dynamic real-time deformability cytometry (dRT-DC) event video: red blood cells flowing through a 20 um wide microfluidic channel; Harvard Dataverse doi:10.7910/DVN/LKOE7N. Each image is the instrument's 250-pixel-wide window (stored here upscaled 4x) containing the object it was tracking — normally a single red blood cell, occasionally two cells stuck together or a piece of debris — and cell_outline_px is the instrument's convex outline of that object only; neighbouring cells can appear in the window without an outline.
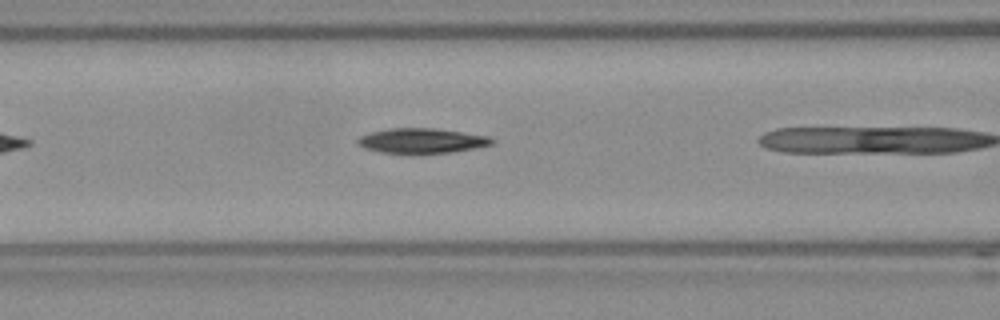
{"species": "Egyptian fruit bat (a non-hibernating species)", "species_latin": "Rousettus aegyptiacus", "temperature_condition": "room temperature", "stored_images_in_passage": 5, "camera_frame_rate_fps": 3000, "um_per_image_px": 0.085, "frame": {"image": 1, "passage_image": 4, "time_ms": 1.0, "image_size_px": [1000, 320], "cell_outline_px": [[496, 140], [492, 144], [472, 148], [448, 152], [380, 152], [364, 148], [356, 140], [360, 136], [372, 132], [388, 128], [436, 128], [488, 136]], "centroid_in_image_um": [35.85, 11.93], "position_along_channel_um": 130.8, "area_um2": 18.96}}